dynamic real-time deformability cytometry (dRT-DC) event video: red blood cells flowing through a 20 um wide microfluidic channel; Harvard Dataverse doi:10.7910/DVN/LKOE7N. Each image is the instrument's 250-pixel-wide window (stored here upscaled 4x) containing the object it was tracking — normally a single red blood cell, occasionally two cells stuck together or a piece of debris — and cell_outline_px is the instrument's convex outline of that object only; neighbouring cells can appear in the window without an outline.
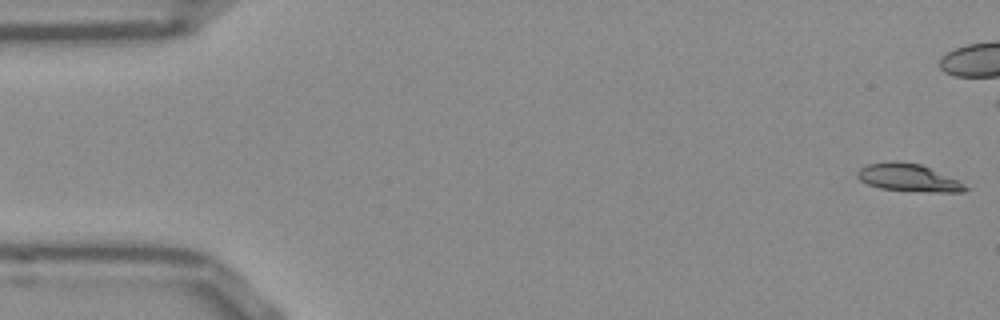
{"species": "Egyptian fruit bat (a non-hibernating species)", "species_latin": "Rousettus aegyptiacus", "temperature_condition": "room temperature", "stored_images_in_passage": 45, "camera_frame_rate_fps": 3000, "um_per_image_px": 0.085, "frame": {"image": 1, "passage_image": 1, "time_ms": 0.0, "image_size_px": [1000, 320], "cell_outline_px": [[968, 188], [964, 192], [932, 192], [880, 188], [868, 184], [860, 180], [856, 176], [856, 172], [860, 168], [868, 164], [888, 160], [892, 160], [920, 164], [960, 180]], "centroid_in_image_um": [77.21, 15.09], "position_along_channel_um": 7.8, "area_um2": 17.4}}
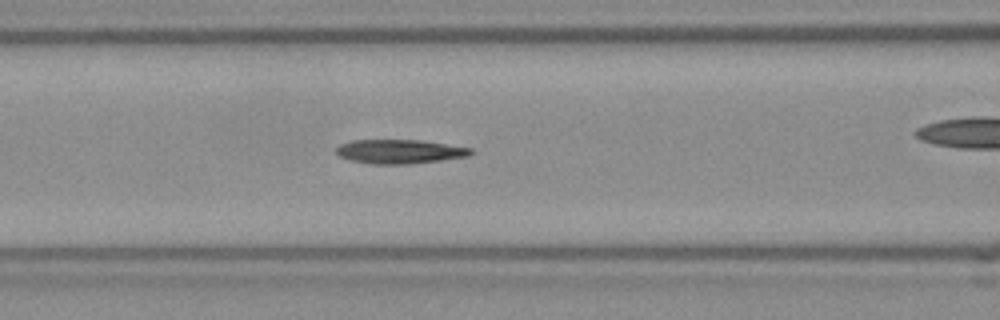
{"frame": {"image": 2, "passage_image": 21, "time_ms": 6.667, "image_size_px": [1000, 320], "cell_outline_px": [[476, 152], [468, 156], [412, 164], [368, 164], [348, 160], [336, 156], [336, 148], [340, 144], [352, 140], [420, 140], [472, 148]], "centroid_in_image_um": [33.93, 12.89], "position_along_channel_um": 132.7, "area_um2": 19.13}}
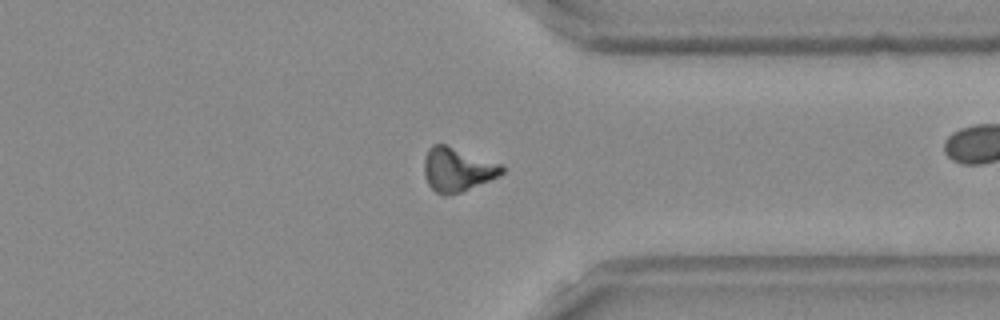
{"frame": {"image": 3, "passage_image": 40, "time_ms": 13.0, "image_size_px": [1000, 320], "cell_outline_px": [[504, 172], [488, 180], [460, 192], [448, 196], [440, 196], [428, 184], [424, 176], [424, 160], [428, 148], [432, 144], [444, 144], [500, 164], [504, 168]], "centroid_in_image_um": [38.8, 14.42], "position_along_channel_um": 372.6, "area_um2": 19.54}}